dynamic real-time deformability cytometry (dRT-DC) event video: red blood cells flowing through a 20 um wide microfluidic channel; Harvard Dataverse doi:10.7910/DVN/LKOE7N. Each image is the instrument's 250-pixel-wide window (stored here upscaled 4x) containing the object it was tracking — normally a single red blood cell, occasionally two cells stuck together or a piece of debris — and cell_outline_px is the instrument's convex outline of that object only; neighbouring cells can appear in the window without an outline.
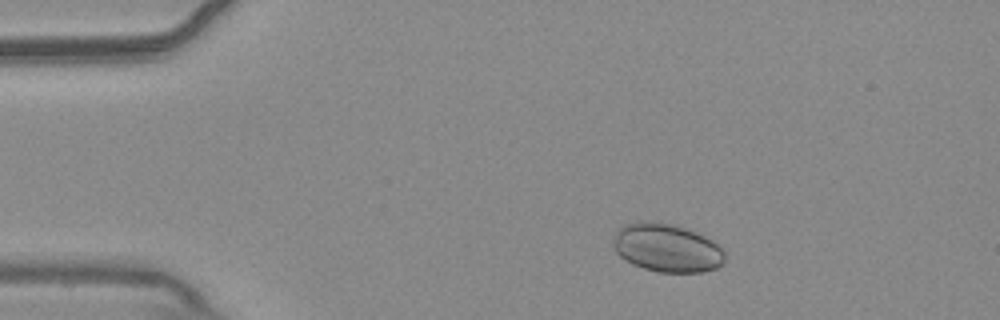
{"species": "common noctule bat (a hibernating species)", "species_latin": "Nyctalus noctula", "temperature_condition": "warm", "stored_images_in_passage": 51, "camera_frame_rate_fps": 3000, "um_per_image_px": 0.085, "animal": {"sex": "male", "body_mass_g": 20.4}, "frame": {"image": 1, "passage_image": 6, "time_ms": 1.667, "image_size_px": [1000, 320], "cell_outline_px": [[724, 264], [716, 268], [700, 272], [656, 272], [632, 264], [624, 260], [616, 252], [612, 244], [612, 240], [616, 232], [624, 224], [636, 220], [640, 220], [672, 224], [696, 232], [712, 240], [724, 252]], "centroid_in_image_um": [56.64, 21.07], "position_along_channel_um": 28.4, "area_um2": 31.56}}
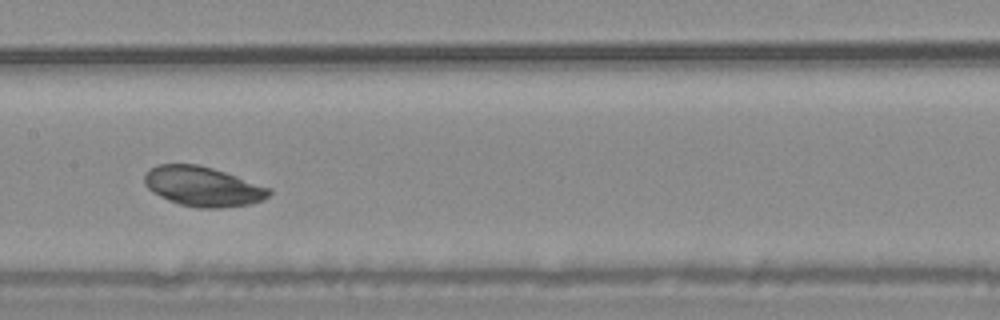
{"frame": {"image": 2, "passage_image": 24, "time_ms": 7.667, "image_size_px": [1000, 320], "cell_outline_px": [[272, 192], [264, 200], [248, 204], [224, 208], [196, 208], [180, 204], [168, 200], [152, 192], [144, 184], [144, 176], [156, 164], [196, 164], [212, 168], [272, 188]], "centroid_in_image_um": [17.25, 15.86], "position_along_channel_um": 190.1, "area_um2": 28.84}}
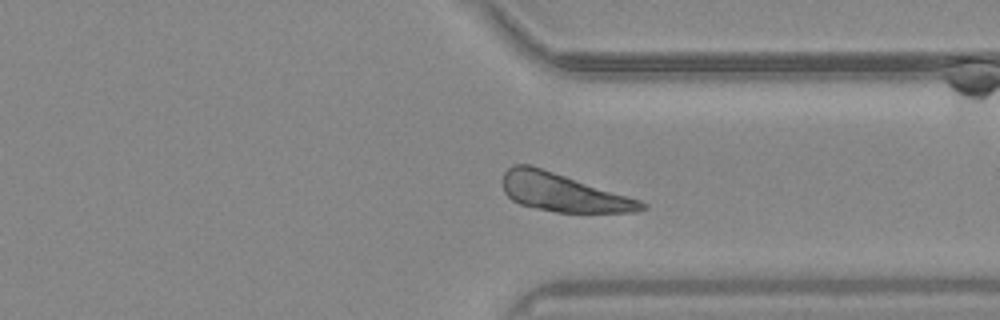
{"frame": {"image": 3, "passage_image": 38, "time_ms": 12.333, "image_size_px": [1000, 320], "cell_outline_px": [[648, 208], [636, 212], [556, 212], [536, 208], [520, 204], [512, 200], [504, 192], [504, 172], [512, 164], [528, 164], [640, 200], [648, 204]], "centroid_in_image_um": [47.86, 16.37], "position_along_channel_um": 363.5, "area_um2": 30.29}}